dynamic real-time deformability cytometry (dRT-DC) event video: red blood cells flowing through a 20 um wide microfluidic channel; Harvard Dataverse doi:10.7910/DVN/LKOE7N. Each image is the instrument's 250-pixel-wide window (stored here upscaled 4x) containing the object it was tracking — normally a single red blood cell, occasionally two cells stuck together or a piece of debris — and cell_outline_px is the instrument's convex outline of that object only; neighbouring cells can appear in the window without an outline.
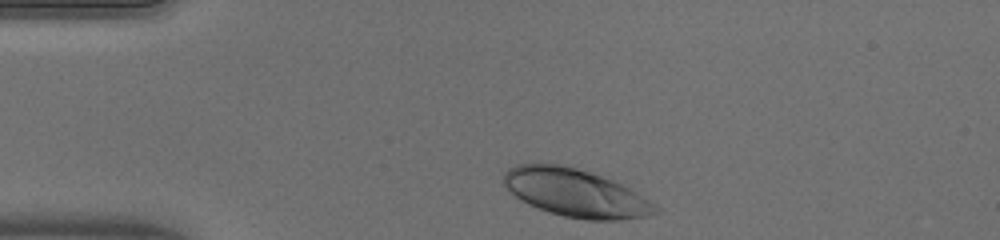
{"species": "human", "species_latin": "Homo sapiens", "temperature_condition": "warm", "stored_images_in_passage": 33, "camera_frame_rate_fps": 3000, "um_per_image_px": 0.085, "donor": {"sex": "male"}, "frame": {"image": 1, "passage_image": 1, "time_ms": 0.0, "image_size_px": [1000, 240], "cell_outline_px": [[660, 212], [648, 216], [620, 220], [584, 220], [564, 216], [548, 212], [528, 204], [520, 200], [504, 184], [504, 172], [508, 168], [516, 164], [560, 164], [576, 168], [612, 180], [628, 188], [648, 200], [660, 208]], "centroid_in_image_um": [48.92, 16.41], "position_along_channel_um": 36.1, "area_um2": 41.96}}
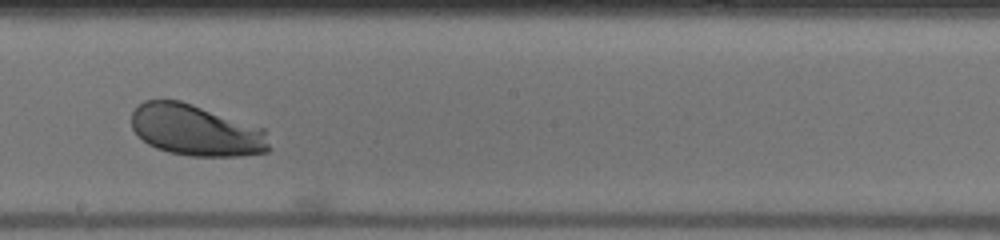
{"frame": {"image": 2, "passage_image": 19, "time_ms": 6.0, "image_size_px": [1000, 240], "cell_outline_px": [[268, 152], [244, 156], [188, 156], [168, 152], [156, 148], [148, 144], [132, 128], [132, 112], [144, 100], [180, 100], [264, 128], [268, 144]], "centroid_in_image_um": [16.66, 11.08], "position_along_channel_um": 231.5, "area_um2": 40.92}}
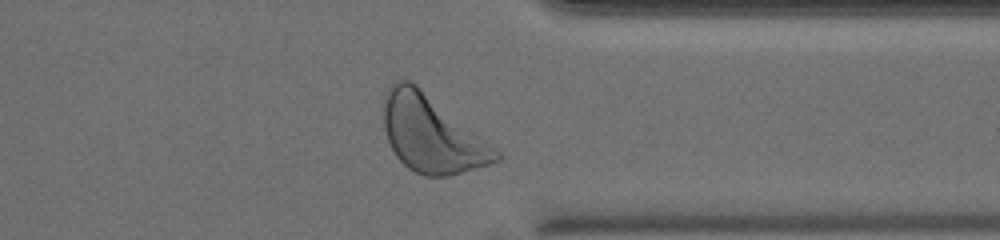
{"frame": {"image": 3, "passage_image": 30, "time_ms": 9.667, "image_size_px": [1000, 240], "cell_outline_px": [[504, 156], [500, 160], [476, 168], [448, 176], [424, 176], [408, 168], [396, 156], [388, 140], [384, 128], [384, 96], [388, 88], [396, 80], [408, 80], [416, 84], [496, 148]], "centroid_in_image_um": [36.69, 11.4], "position_along_channel_um": 374.7, "area_um2": 49.65}, "authors_computed_cell_mechanics": {"area_um2": 41.9628, "velocity_mm_per_s": 3.9849, "shape_relaxation_time_tau1_ms": 1.8609, "shape_relaxation_time_tau2_ms": null, "deformation_change_tau1": 0.1291, "deformation_change_tau2": null}}